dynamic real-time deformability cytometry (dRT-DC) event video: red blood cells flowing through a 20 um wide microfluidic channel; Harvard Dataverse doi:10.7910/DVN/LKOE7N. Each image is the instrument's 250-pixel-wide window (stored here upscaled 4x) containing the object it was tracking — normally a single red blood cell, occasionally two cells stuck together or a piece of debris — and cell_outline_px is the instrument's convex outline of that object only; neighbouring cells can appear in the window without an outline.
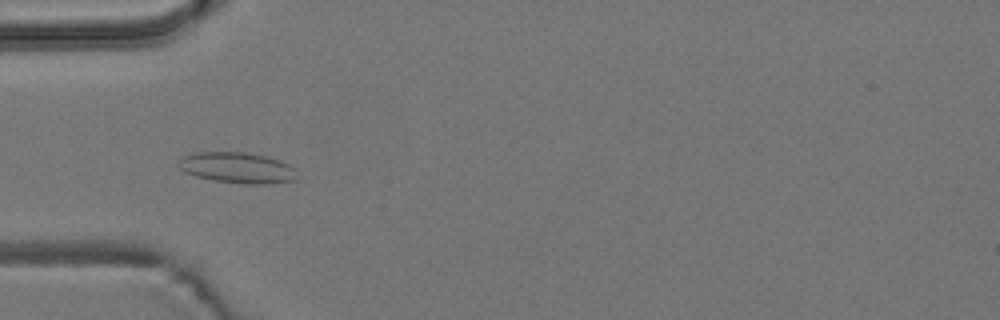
{"species": "common noctule bat (a hibernating species)", "species_latin": "Nyctalus noctula", "temperature_condition": "room temperature", "stored_images_in_passage": 8, "camera_frame_rate_fps": 3000, "um_per_image_px": 0.085, "animal": {"sex": "male", "body_mass_g": 19.2, "forearm_length_mm": 51.8}, "frame": {"image": 1, "passage_image": 4, "time_ms": 4.333, "image_size_px": [1000, 320], "cell_outline_px": [[296, 180], [272, 184], [244, 184], [216, 180], [196, 176], [184, 172], [176, 164], [184, 156], [196, 152], [244, 152], [268, 156], [280, 160], [288, 164], [292, 168]], "centroid_in_image_um": [20.16, 14.25], "position_along_channel_um": 64.8, "area_um2": 21.21}}
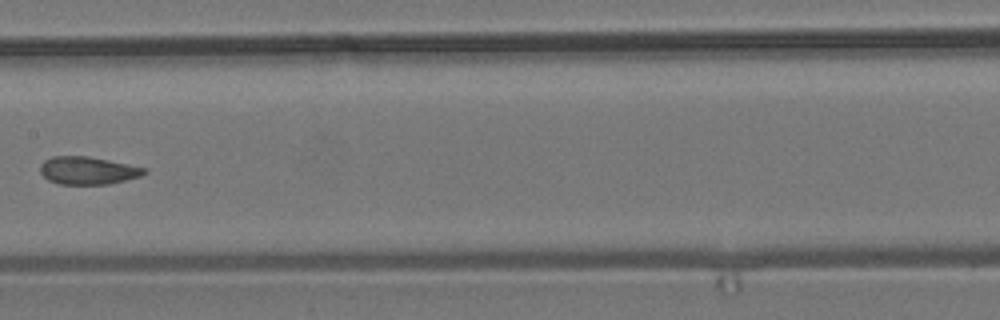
{"frame": {"image": 2, "passage_image": 7, "time_ms": 8.0, "image_size_px": [1000, 320], "cell_outline_px": [[148, 172], [140, 176], [108, 184], [60, 184], [48, 180], [40, 172], [40, 164], [44, 160], [52, 156], [88, 156], [148, 168]], "centroid_in_image_um": [7.46, 14.49], "position_along_channel_um": 199.9, "area_um2": 16.82}}
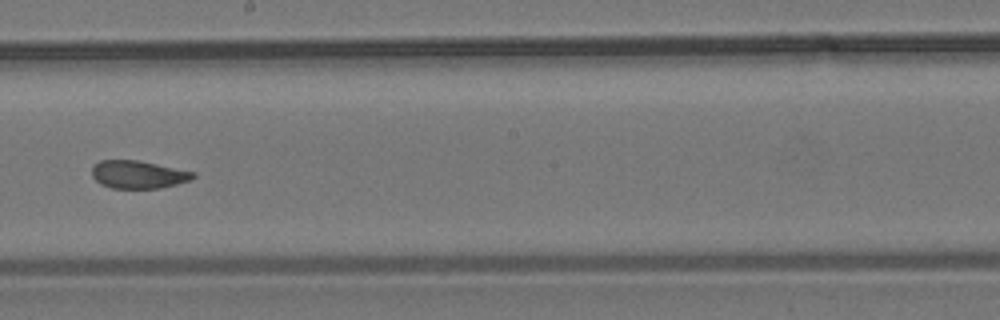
{"frame": {"image": 3, "passage_image": 8, "time_ms": 9.0, "image_size_px": [1000, 320], "cell_outline_px": [[196, 176], [192, 180], [160, 188], [112, 188], [100, 184], [92, 176], [92, 168], [100, 160], [136, 160], [196, 172]], "centroid_in_image_um": [11.77, 14.84], "position_along_channel_um": 236.4, "area_um2": 16.36}}